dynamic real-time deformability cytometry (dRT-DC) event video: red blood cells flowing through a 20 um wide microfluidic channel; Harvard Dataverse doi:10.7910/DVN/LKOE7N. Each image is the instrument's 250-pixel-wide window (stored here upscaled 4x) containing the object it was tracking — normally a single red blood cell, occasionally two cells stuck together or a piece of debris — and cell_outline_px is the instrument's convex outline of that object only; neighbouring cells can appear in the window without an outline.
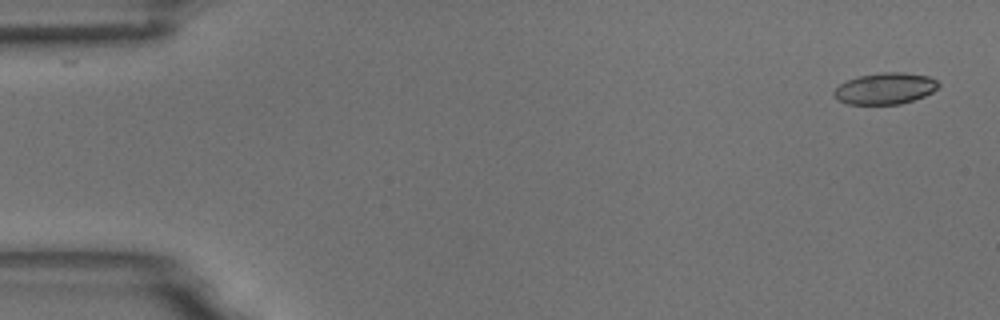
{"species": "common noctule bat (a hibernating species)", "species_latin": "Nyctalus noctula", "temperature_condition": "room temperature", "stored_images_in_passage": 49, "camera_frame_rate_fps": 3000, "um_per_image_px": 0.085, "animal": {"sex": "male", "body_mass_g": 18.8}, "frame": {"image": 1, "passage_image": 1, "time_ms": 0.0, "image_size_px": [1000, 320], "cell_outline_px": [[940, 84], [932, 92], [924, 96], [900, 104], [848, 104], [832, 96], [832, 92], [840, 84], [848, 80], [860, 76], [880, 72], [904, 72], [928, 76], [936, 80]], "centroid_in_image_um": [75.23, 7.52], "position_along_channel_um": 9.8, "area_um2": 19.02}}
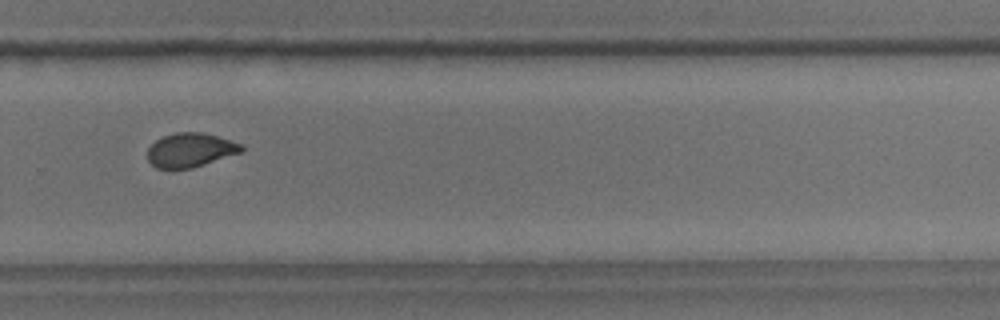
{"frame": {"image": 2, "passage_image": 36, "time_ms": 11.667, "image_size_px": [1000, 320], "cell_outline_px": [[244, 152], [192, 168], [156, 168], [148, 160], [148, 148], [156, 140], [164, 136], [176, 132], [200, 132], [216, 136], [240, 144], [244, 148]], "centroid_in_image_um": [16.19, 12.76], "position_along_channel_um": 313.6, "area_um2": 18.5}}
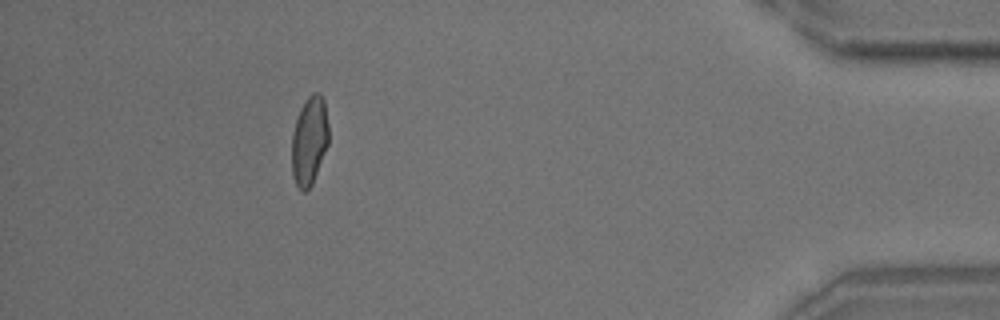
{"frame": {"image": 3, "passage_image": 48, "time_ms": 15.667, "image_size_px": [1000, 320], "cell_outline_px": [[328, 144], [312, 184], [304, 192], [296, 184], [292, 176], [292, 132], [300, 108], [304, 100], [312, 92], [320, 92], [324, 100], [328, 124]], "centroid_in_image_um": [26.29, 11.91], "position_along_channel_um": 408.9, "area_um2": 19.07}}